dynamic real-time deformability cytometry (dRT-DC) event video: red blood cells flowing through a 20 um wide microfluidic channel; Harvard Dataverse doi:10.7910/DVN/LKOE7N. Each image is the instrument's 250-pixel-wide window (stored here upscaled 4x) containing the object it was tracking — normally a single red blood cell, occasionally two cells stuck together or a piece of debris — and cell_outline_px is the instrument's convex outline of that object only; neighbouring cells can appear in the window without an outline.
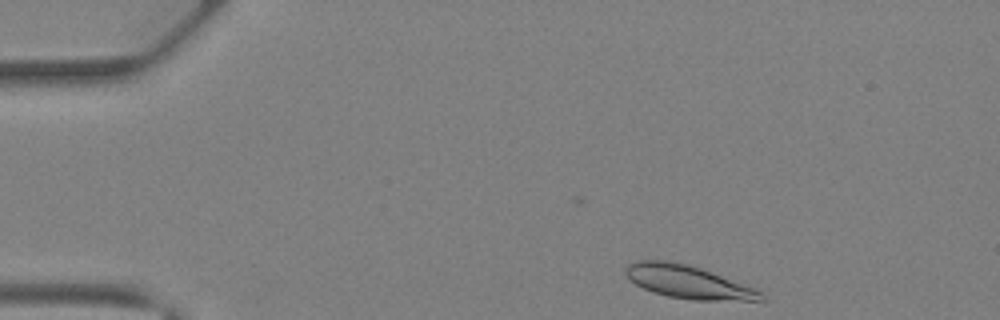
{"species": "Egyptian fruit bat (a non-hibernating species)", "species_latin": "Rousettus aegyptiacus", "temperature_condition": "warm", "stored_images_in_passage": 30, "camera_frame_rate_fps": 3000, "um_per_image_px": 0.085, "animal": {"sex": "female"}, "frame": {"image": 1, "passage_image": 1, "time_ms": 0.0, "image_size_px": [1000, 320], "cell_outline_px": [[764, 300], [692, 300], [668, 296], [652, 292], [628, 280], [624, 272], [624, 268], [628, 264], [636, 260], [668, 260], [700, 268], [756, 288], [764, 296]], "centroid_in_image_um": [58.43, 23.96], "position_along_channel_um": 26.6, "area_um2": 25.95}}
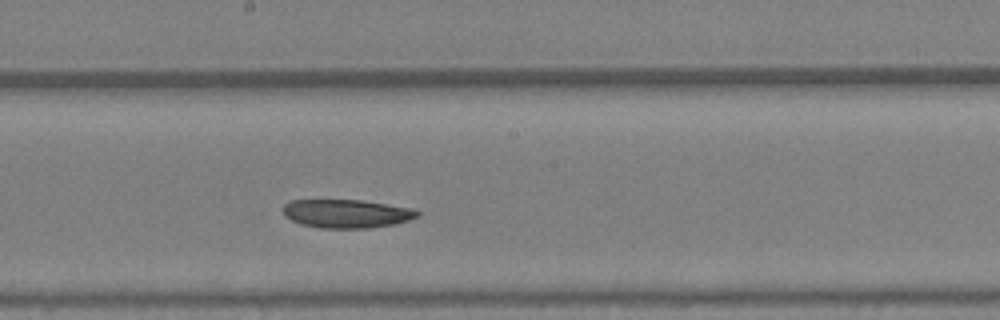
{"frame": {"image": 2, "passage_image": 17, "time_ms": 5.333, "image_size_px": [1000, 320], "cell_outline_px": [[420, 216], [408, 220], [392, 224], [368, 228], [320, 228], [300, 224], [284, 216], [280, 208], [288, 200], [364, 200], [412, 208], [420, 212]], "centroid_in_image_um": [29.41, 18.15], "position_along_channel_um": 218.8, "area_um2": 22.54}}
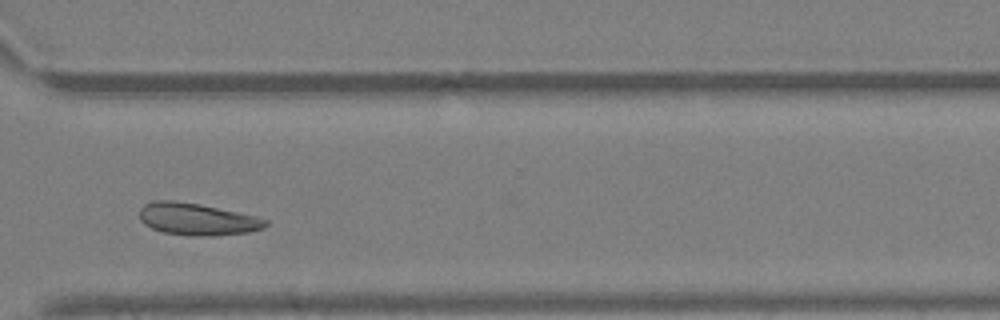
{"frame": {"image": 3, "passage_image": 25, "time_ms": 8.0, "image_size_px": [1000, 320], "cell_outline_px": [[268, 224], [264, 228], [248, 232], [212, 236], [192, 236], [164, 232], [152, 228], [144, 224], [140, 220], [140, 208], [144, 204], [156, 200], [172, 200], [200, 204], [256, 216], [268, 220]], "centroid_in_image_um": [16.76, 18.63], "position_along_channel_um": 353.8, "area_um2": 23.52}}